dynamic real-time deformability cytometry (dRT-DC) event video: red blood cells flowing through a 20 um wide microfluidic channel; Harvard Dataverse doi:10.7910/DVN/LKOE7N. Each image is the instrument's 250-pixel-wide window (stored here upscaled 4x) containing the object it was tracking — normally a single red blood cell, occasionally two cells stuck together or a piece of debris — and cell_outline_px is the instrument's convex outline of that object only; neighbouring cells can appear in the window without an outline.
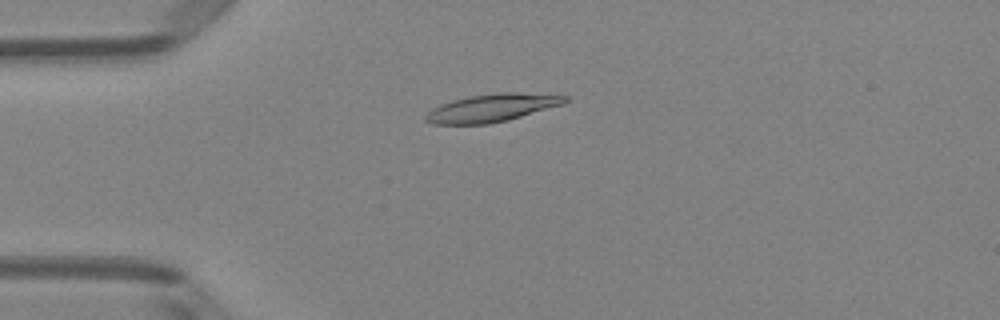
{"species": "Egyptian fruit bat (a non-hibernating species)", "species_latin": "Rousettus aegyptiacus", "temperature_condition": "room temperature", "stored_images_in_passage": 51, "camera_frame_rate_fps": 3000, "um_per_image_px": 0.085, "animal": {"sex": "female"}, "frame": {"image": 1, "passage_image": 13, "time_ms": 4.0, "image_size_px": [1000, 320], "cell_outline_px": [[568, 100], [564, 104], [508, 120], [488, 124], [432, 124], [424, 120], [424, 116], [432, 108], [440, 104], [452, 100], [468, 96], [500, 92], [516, 92], [568, 96]], "centroid_in_image_um": [41.79, 9.17], "position_along_channel_um": 43.2, "area_um2": 22.66}}
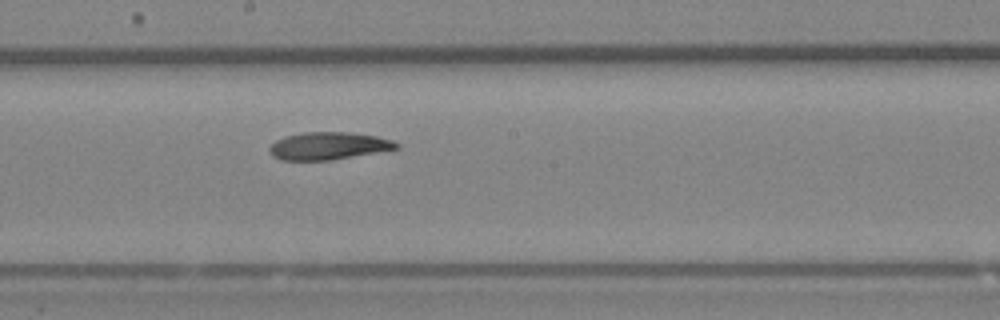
{"frame": {"image": 2, "passage_image": 28, "time_ms": 9.0, "image_size_px": [1000, 320], "cell_outline_px": [[400, 148], [332, 160], [280, 160], [272, 156], [268, 152], [268, 148], [276, 140], [284, 136], [304, 132], [348, 132], [376, 136], [392, 140], [400, 144]], "centroid_in_image_um": [27.89, 12.4], "position_along_channel_um": 220.3, "area_um2": 20.46}}
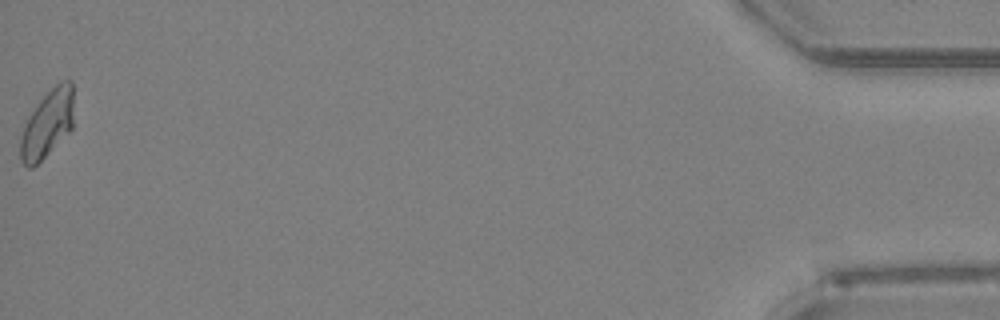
{"frame": {"image": 3, "passage_image": 51, "time_ms": 16.667, "image_size_px": [1000, 320], "cell_outline_px": [[72, 128], [32, 168], [28, 168], [20, 160], [20, 136], [24, 124], [28, 116], [40, 100], [60, 80], [72, 80]], "centroid_in_image_um": [3.99, 10.52], "position_along_channel_um": 431.2, "area_um2": 20.58}, "authors_computed_cell_mechanics": {"area_um2": 21.2704, "velocity_mm_per_s": 4.0098, "shape_relaxation_time_tau1_ms": null, "shape_relaxation_time_tau2_ms": 5.5188, "deformation_change_tau1": null, "deformation_change_tau2": 0.1258}}